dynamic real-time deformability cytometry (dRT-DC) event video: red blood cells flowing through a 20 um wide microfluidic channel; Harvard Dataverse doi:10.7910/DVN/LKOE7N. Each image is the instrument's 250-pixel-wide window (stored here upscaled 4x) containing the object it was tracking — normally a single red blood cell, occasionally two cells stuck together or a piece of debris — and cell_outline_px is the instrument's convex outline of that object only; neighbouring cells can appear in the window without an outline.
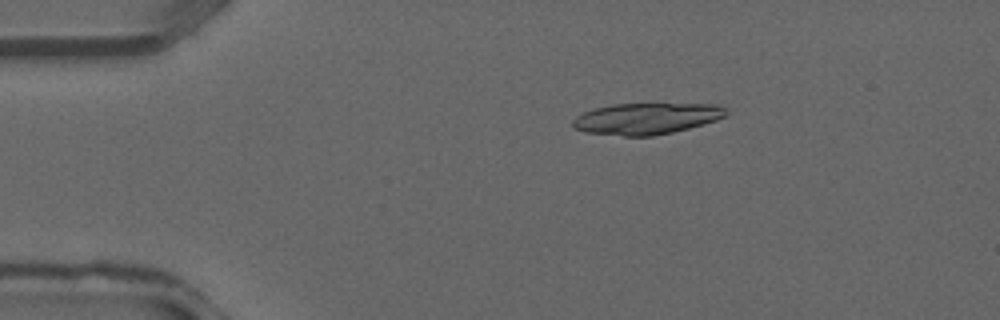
{"species": "common noctule bat (a hibernating species)", "species_latin": "Nyctalus noctula", "temperature_condition": "warm", "stored_images_in_passage": 16, "camera_frame_rate_fps": 3000, "um_per_image_px": 0.085, "animal": {"sex": "male", "forearm_length_mm": 52.5}, "frame": {"image": 1, "passage_image": 7, "time_ms": 2.0, "image_size_px": [1000, 320], "cell_outline_px": [[728, 116], [704, 124], [672, 132], [652, 136], [624, 136], [584, 132], [572, 128], [572, 120], [576, 116], [584, 112], [596, 108], [612, 104], [720, 104], [728, 108]], "centroid_in_image_um": [54.97, 10.08], "position_along_channel_um": 30.0, "area_um2": 28.21}}